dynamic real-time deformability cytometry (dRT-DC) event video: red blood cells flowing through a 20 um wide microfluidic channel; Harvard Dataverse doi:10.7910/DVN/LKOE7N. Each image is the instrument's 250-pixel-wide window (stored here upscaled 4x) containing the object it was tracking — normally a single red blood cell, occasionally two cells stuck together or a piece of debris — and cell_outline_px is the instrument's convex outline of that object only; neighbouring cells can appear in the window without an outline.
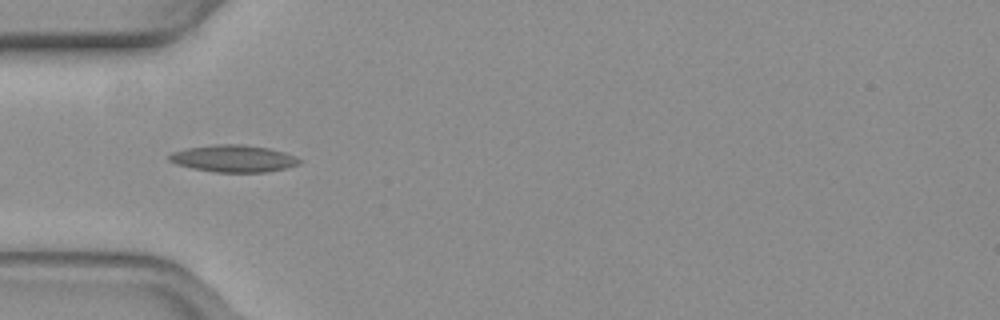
{"species": "common noctule bat (a hibernating species)", "species_latin": "Nyctalus noctula", "temperature_condition": "warm", "stored_images_in_passage": 29, "camera_frame_rate_fps": 3000, "um_per_image_px": 0.085, "animal": {"sex": "female", "body_mass_g": 19.3, "forearm_length_mm": 54.1}, "frame": {"image": 1, "passage_image": 1, "time_ms": 0.0, "image_size_px": [1000, 320], "cell_outline_px": [[304, 160], [300, 164], [268, 172], [216, 172], [192, 168], [176, 164], [168, 160], [168, 156], [172, 152], [188, 148], [216, 144], [244, 144], [268, 148], [284, 152]], "centroid_in_image_um": [19.86, 13.47], "position_along_channel_um": 65.1, "area_um2": 20.52}}
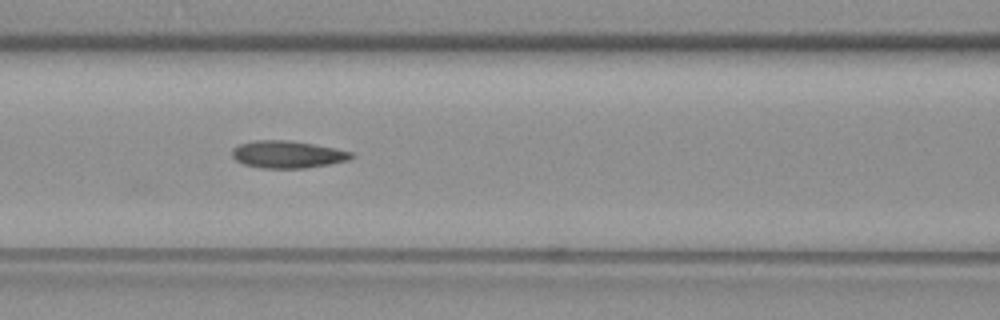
{"frame": {"image": 2, "passage_image": 7, "time_ms": 2.0, "image_size_px": [1000, 320], "cell_outline_px": [[356, 156], [348, 160], [328, 164], [304, 168], [260, 168], [244, 164], [236, 160], [232, 156], [232, 148], [240, 144], [256, 140], [292, 140], [352, 152]], "centroid_in_image_um": [24.42, 13.12], "position_along_channel_um": 142.2, "area_um2": 18.84}}
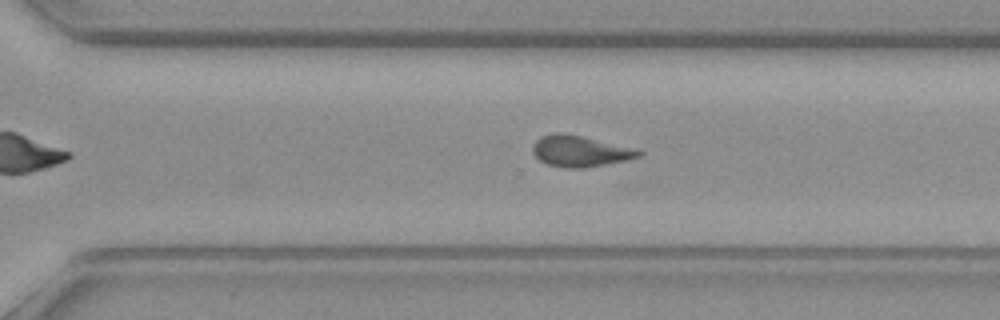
{"frame": {"image": 3, "passage_image": 21, "time_ms": 6.667, "image_size_px": [1000, 320], "cell_outline_px": [[644, 152], [640, 156], [628, 160], [584, 168], [568, 168], [548, 164], [540, 160], [532, 152], [532, 144], [540, 136], [556, 132], [560, 132], [584, 136], [636, 148]], "centroid_in_image_um": [49.32, 12.83], "position_along_channel_um": 321.3, "area_um2": 19.42}, "authors_computed_cell_mechanics": {"area_um2": 18.6694, "velocity_mm_per_s": 3.846, "shape_relaxation_time_tau1_ms": 9.9537, "shape_relaxation_time_tau2_ms": 2.5567, "deformation_change_tau1": 0.2326, "deformation_change_tau2": 0.1094}}